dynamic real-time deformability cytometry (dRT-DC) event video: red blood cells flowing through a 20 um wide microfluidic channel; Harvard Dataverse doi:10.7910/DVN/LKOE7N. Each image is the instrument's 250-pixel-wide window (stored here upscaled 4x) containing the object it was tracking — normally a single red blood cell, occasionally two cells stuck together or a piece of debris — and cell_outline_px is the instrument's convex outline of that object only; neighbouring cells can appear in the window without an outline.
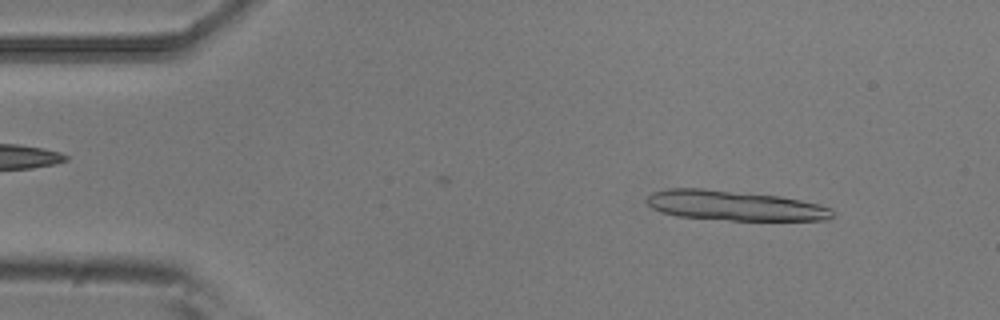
{"species": "common noctule bat (a hibernating species)", "species_latin": "Nyctalus noctula", "temperature_condition": "room temperature", "stored_images_in_passage": 5, "camera_frame_rate_fps": 3000, "um_per_image_px": 0.085, "animal": {"sex": "male", "body_mass_g": 20.5, "forearm_length_mm": 52.5}, "frame": {"image": 1, "passage_image": 1, "time_ms": 0.0, "image_size_px": [1000, 320], "cell_outline_px": [[832, 216], [828, 220], [728, 220], [676, 216], [660, 212], [652, 208], [644, 200], [652, 192], [668, 188], [704, 188], [780, 196], [820, 204], [832, 208]], "centroid_in_image_um": [62.4, 17.47], "position_along_channel_um": 22.6, "area_um2": 32.54}}
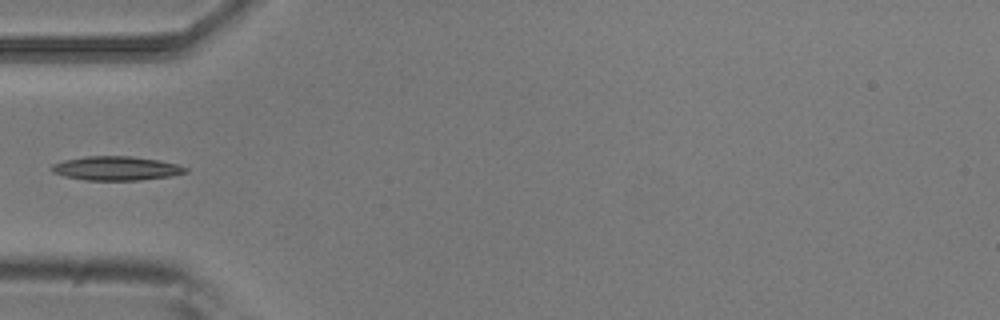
{"frame": {"image": 2, "passage_image": 4, "time_ms": 1.0, "image_size_px": [1000, 320], "cell_outline_px": [[188, 172], [172, 176], [140, 180], [84, 180], [64, 176], [52, 172], [52, 164], [64, 160], [88, 156], [132, 156], [156, 160], [176, 164], [188, 168]], "centroid_in_image_um": [9.88, 14.31], "position_along_channel_um": 75.1, "area_um2": 18.67}}
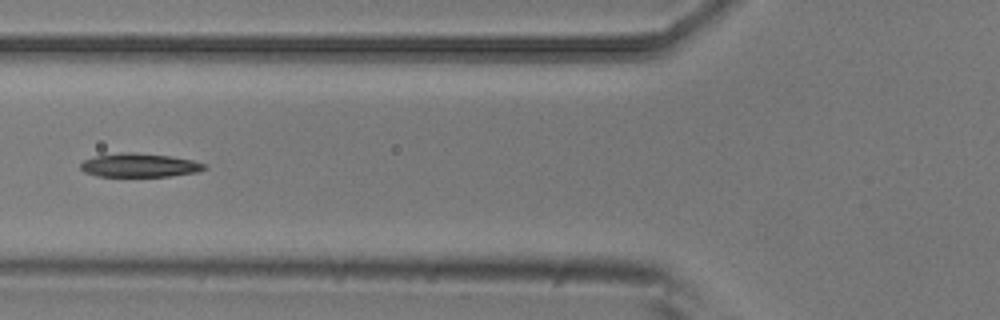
{"frame": {"image": 3, "passage_image": 5, "time_ms": 1.333, "image_size_px": [1000, 320], "cell_outline_px": [[208, 168], [196, 172], [168, 176], [100, 176], [84, 172], [80, 168], [80, 164], [84, 160], [96, 156], [120, 152], [132, 152], [168, 156], [192, 160], [204, 164]], "centroid_in_image_um": [11.83, 14.04], "position_along_channel_um": 114.0, "area_um2": 16.88}}